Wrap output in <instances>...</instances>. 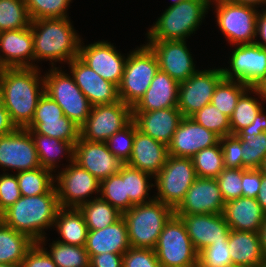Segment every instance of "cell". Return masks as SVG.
Returning a JSON list of instances; mask_svg holds the SVG:
<instances>
[{"label": "cell", "instance_id": "cell-1", "mask_svg": "<svg viewBox=\"0 0 266 267\" xmlns=\"http://www.w3.org/2000/svg\"><path fill=\"white\" fill-rule=\"evenodd\" d=\"M44 93V77L38 67L0 69V100L16 128L31 123Z\"/></svg>", "mask_w": 266, "mask_h": 267}, {"label": "cell", "instance_id": "cell-2", "mask_svg": "<svg viewBox=\"0 0 266 267\" xmlns=\"http://www.w3.org/2000/svg\"><path fill=\"white\" fill-rule=\"evenodd\" d=\"M33 36L34 58L37 61L69 63L79 55L81 37L69 17L37 19L30 22Z\"/></svg>", "mask_w": 266, "mask_h": 267}, {"label": "cell", "instance_id": "cell-3", "mask_svg": "<svg viewBox=\"0 0 266 267\" xmlns=\"http://www.w3.org/2000/svg\"><path fill=\"white\" fill-rule=\"evenodd\" d=\"M60 208L56 188L49 193L36 196H21L13 205L1 213V222L39 242L45 230L54 227Z\"/></svg>", "mask_w": 266, "mask_h": 267}, {"label": "cell", "instance_id": "cell-4", "mask_svg": "<svg viewBox=\"0 0 266 267\" xmlns=\"http://www.w3.org/2000/svg\"><path fill=\"white\" fill-rule=\"evenodd\" d=\"M211 0H182L169 6L145 34L147 41H187L210 10Z\"/></svg>", "mask_w": 266, "mask_h": 267}, {"label": "cell", "instance_id": "cell-5", "mask_svg": "<svg viewBox=\"0 0 266 267\" xmlns=\"http://www.w3.org/2000/svg\"><path fill=\"white\" fill-rule=\"evenodd\" d=\"M173 215V208L156 199L134 205L124 212L122 217L127 226L130 246L154 250L159 235Z\"/></svg>", "mask_w": 266, "mask_h": 267}, {"label": "cell", "instance_id": "cell-6", "mask_svg": "<svg viewBox=\"0 0 266 267\" xmlns=\"http://www.w3.org/2000/svg\"><path fill=\"white\" fill-rule=\"evenodd\" d=\"M158 71L157 57L146 43L130 51L118 86L119 99L133 108L144 96Z\"/></svg>", "mask_w": 266, "mask_h": 267}, {"label": "cell", "instance_id": "cell-7", "mask_svg": "<svg viewBox=\"0 0 266 267\" xmlns=\"http://www.w3.org/2000/svg\"><path fill=\"white\" fill-rule=\"evenodd\" d=\"M44 77L45 93L62 109L64 116L81 127L88 118L92 105L65 71L51 67Z\"/></svg>", "mask_w": 266, "mask_h": 267}, {"label": "cell", "instance_id": "cell-8", "mask_svg": "<svg viewBox=\"0 0 266 267\" xmlns=\"http://www.w3.org/2000/svg\"><path fill=\"white\" fill-rule=\"evenodd\" d=\"M161 267H197L194 249L186 226L175 214L165 224L154 248Z\"/></svg>", "mask_w": 266, "mask_h": 267}, {"label": "cell", "instance_id": "cell-9", "mask_svg": "<svg viewBox=\"0 0 266 267\" xmlns=\"http://www.w3.org/2000/svg\"><path fill=\"white\" fill-rule=\"evenodd\" d=\"M215 4L216 24L230 44H252L256 40V23L259 9L226 0H211Z\"/></svg>", "mask_w": 266, "mask_h": 267}, {"label": "cell", "instance_id": "cell-10", "mask_svg": "<svg viewBox=\"0 0 266 267\" xmlns=\"http://www.w3.org/2000/svg\"><path fill=\"white\" fill-rule=\"evenodd\" d=\"M196 177L191 158L168 155L165 165L153 178L154 187L156 186L158 191L154 199L175 209Z\"/></svg>", "mask_w": 266, "mask_h": 267}, {"label": "cell", "instance_id": "cell-11", "mask_svg": "<svg viewBox=\"0 0 266 267\" xmlns=\"http://www.w3.org/2000/svg\"><path fill=\"white\" fill-rule=\"evenodd\" d=\"M132 120V107L121 100L112 104L93 105L86 122L80 127V137L89 141L106 142Z\"/></svg>", "mask_w": 266, "mask_h": 267}, {"label": "cell", "instance_id": "cell-12", "mask_svg": "<svg viewBox=\"0 0 266 267\" xmlns=\"http://www.w3.org/2000/svg\"><path fill=\"white\" fill-rule=\"evenodd\" d=\"M65 166L54 175L58 202L63 208H79L92 194L100 193L101 182L74 161Z\"/></svg>", "mask_w": 266, "mask_h": 267}, {"label": "cell", "instance_id": "cell-13", "mask_svg": "<svg viewBox=\"0 0 266 267\" xmlns=\"http://www.w3.org/2000/svg\"><path fill=\"white\" fill-rule=\"evenodd\" d=\"M229 58L230 68H221L223 78L258 88L266 81V49L256 43L236 45Z\"/></svg>", "mask_w": 266, "mask_h": 267}, {"label": "cell", "instance_id": "cell-14", "mask_svg": "<svg viewBox=\"0 0 266 267\" xmlns=\"http://www.w3.org/2000/svg\"><path fill=\"white\" fill-rule=\"evenodd\" d=\"M223 79L221 68L198 70L179 83L177 108L183 117H191L211 103L215 87Z\"/></svg>", "mask_w": 266, "mask_h": 267}, {"label": "cell", "instance_id": "cell-15", "mask_svg": "<svg viewBox=\"0 0 266 267\" xmlns=\"http://www.w3.org/2000/svg\"><path fill=\"white\" fill-rule=\"evenodd\" d=\"M40 166L34 140L27 128H16L0 136V168L14 172L33 170Z\"/></svg>", "mask_w": 266, "mask_h": 267}, {"label": "cell", "instance_id": "cell-16", "mask_svg": "<svg viewBox=\"0 0 266 267\" xmlns=\"http://www.w3.org/2000/svg\"><path fill=\"white\" fill-rule=\"evenodd\" d=\"M225 203L216 178L197 176L184 199L174 209V214H220Z\"/></svg>", "mask_w": 266, "mask_h": 267}, {"label": "cell", "instance_id": "cell-17", "mask_svg": "<svg viewBox=\"0 0 266 267\" xmlns=\"http://www.w3.org/2000/svg\"><path fill=\"white\" fill-rule=\"evenodd\" d=\"M81 39L78 57L103 79L120 85L126 59L111 42L97 41L84 45ZM83 43V44H82Z\"/></svg>", "mask_w": 266, "mask_h": 267}, {"label": "cell", "instance_id": "cell-18", "mask_svg": "<svg viewBox=\"0 0 266 267\" xmlns=\"http://www.w3.org/2000/svg\"><path fill=\"white\" fill-rule=\"evenodd\" d=\"M74 162L100 182L117 174L125 164L108 148L106 142L79 140L74 145Z\"/></svg>", "mask_w": 266, "mask_h": 267}, {"label": "cell", "instance_id": "cell-19", "mask_svg": "<svg viewBox=\"0 0 266 267\" xmlns=\"http://www.w3.org/2000/svg\"><path fill=\"white\" fill-rule=\"evenodd\" d=\"M146 44L155 53L159 70L167 73L179 83L199 70L195 69L196 65L186 41H148Z\"/></svg>", "mask_w": 266, "mask_h": 267}, {"label": "cell", "instance_id": "cell-20", "mask_svg": "<svg viewBox=\"0 0 266 267\" xmlns=\"http://www.w3.org/2000/svg\"><path fill=\"white\" fill-rule=\"evenodd\" d=\"M68 65L69 74L92 106L120 101L118 86L103 79L79 57L72 59Z\"/></svg>", "mask_w": 266, "mask_h": 267}, {"label": "cell", "instance_id": "cell-21", "mask_svg": "<svg viewBox=\"0 0 266 267\" xmlns=\"http://www.w3.org/2000/svg\"><path fill=\"white\" fill-rule=\"evenodd\" d=\"M176 216L184 222L197 253L212 245V243L228 242L231 229L223 213Z\"/></svg>", "mask_w": 266, "mask_h": 267}, {"label": "cell", "instance_id": "cell-22", "mask_svg": "<svg viewBox=\"0 0 266 267\" xmlns=\"http://www.w3.org/2000/svg\"><path fill=\"white\" fill-rule=\"evenodd\" d=\"M220 137L198 124L191 117H183L171 142L167 145L168 155L193 157L204 148L216 145Z\"/></svg>", "mask_w": 266, "mask_h": 267}, {"label": "cell", "instance_id": "cell-23", "mask_svg": "<svg viewBox=\"0 0 266 267\" xmlns=\"http://www.w3.org/2000/svg\"><path fill=\"white\" fill-rule=\"evenodd\" d=\"M36 65L30 26L23 29L0 32V69L39 66Z\"/></svg>", "mask_w": 266, "mask_h": 267}, {"label": "cell", "instance_id": "cell-24", "mask_svg": "<svg viewBox=\"0 0 266 267\" xmlns=\"http://www.w3.org/2000/svg\"><path fill=\"white\" fill-rule=\"evenodd\" d=\"M183 115L177 107L150 112H133V121L142 133L168 145Z\"/></svg>", "mask_w": 266, "mask_h": 267}, {"label": "cell", "instance_id": "cell-25", "mask_svg": "<svg viewBox=\"0 0 266 267\" xmlns=\"http://www.w3.org/2000/svg\"><path fill=\"white\" fill-rule=\"evenodd\" d=\"M167 157V145L142 133L135 124L133 151L126 164L155 177L165 165Z\"/></svg>", "mask_w": 266, "mask_h": 267}, {"label": "cell", "instance_id": "cell-26", "mask_svg": "<svg viewBox=\"0 0 266 267\" xmlns=\"http://www.w3.org/2000/svg\"><path fill=\"white\" fill-rule=\"evenodd\" d=\"M223 215L231 230L257 233L266 216L257 199L243 196L227 201Z\"/></svg>", "mask_w": 266, "mask_h": 267}, {"label": "cell", "instance_id": "cell-27", "mask_svg": "<svg viewBox=\"0 0 266 267\" xmlns=\"http://www.w3.org/2000/svg\"><path fill=\"white\" fill-rule=\"evenodd\" d=\"M179 82L159 70L144 96L132 108L133 112H150L177 107Z\"/></svg>", "mask_w": 266, "mask_h": 267}, {"label": "cell", "instance_id": "cell-28", "mask_svg": "<svg viewBox=\"0 0 266 267\" xmlns=\"http://www.w3.org/2000/svg\"><path fill=\"white\" fill-rule=\"evenodd\" d=\"M130 247L123 217L103 229L88 230L85 248L89 258L101 253H125Z\"/></svg>", "mask_w": 266, "mask_h": 267}, {"label": "cell", "instance_id": "cell-29", "mask_svg": "<svg viewBox=\"0 0 266 267\" xmlns=\"http://www.w3.org/2000/svg\"><path fill=\"white\" fill-rule=\"evenodd\" d=\"M228 247L235 267H261L266 261L257 232L231 230Z\"/></svg>", "mask_w": 266, "mask_h": 267}, {"label": "cell", "instance_id": "cell-30", "mask_svg": "<svg viewBox=\"0 0 266 267\" xmlns=\"http://www.w3.org/2000/svg\"><path fill=\"white\" fill-rule=\"evenodd\" d=\"M54 228L61 237L56 241L69 245H86L88 228L85 218L78 208L60 207L56 214Z\"/></svg>", "mask_w": 266, "mask_h": 267}, {"label": "cell", "instance_id": "cell-31", "mask_svg": "<svg viewBox=\"0 0 266 267\" xmlns=\"http://www.w3.org/2000/svg\"><path fill=\"white\" fill-rule=\"evenodd\" d=\"M30 134L34 140L41 167L56 172L57 169L55 168L59 167L57 164H59L58 162H60V158L63 156L67 155V158H69L68 163L74 161V145L72 143L43 134Z\"/></svg>", "mask_w": 266, "mask_h": 267}, {"label": "cell", "instance_id": "cell-32", "mask_svg": "<svg viewBox=\"0 0 266 267\" xmlns=\"http://www.w3.org/2000/svg\"><path fill=\"white\" fill-rule=\"evenodd\" d=\"M34 243L28 235L0 222V264L21 265Z\"/></svg>", "mask_w": 266, "mask_h": 267}, {"label": "cell", "instance_id": "cell-33", "mask_svg": "<svg viewBox=\"0 0 266 267\" xmlns=\"http://www.w3.org/2000/svg\"><path fill=\"white\" fill-rule=\"evenodd\" d=\"M30 133L43 134L73 145L79 140L80 127L66 116L51 119H32L26 127Z\"/></svg>", "mask_w": 266, "mask_h": 267}, {"label": "cell", "instance_id": "cell-34", "mask_svg": "<svg viewBox=\"0 0 266 267\" xmlns=\"http://www.w3.org/2000/svg\"><path fill=\"white\" fill-rule=\"evenodd\" d=\"M94 197L78 209L82 212L88 230H100L114 224L122 217V213L109 202L103 200L100 195Z\"/></svg>", "mask_w": 266, "mask_h": 267}, {"label": "cell", "instance_id": "cell-35", "mask_svg": "<svg viewBox=\"0 0 266 267\" xmlns=\"http://www.w3.org/2000/svg\"><path fill=\"white\" fill-rule=\"evenodd\" d=\"M118 173L125 179L126 195L130 199V209L134 205L151 202L154 199V196L150 198L148 193L154 186L153 183H149L154 178L151 174L127 164H124Z\"/></svg>", "mask_w": 266, "mask_h": 267}, {"label": "cell", "instance_id": "cell-36", "mask_svg": "<svg viewBox=\"0 0 266 267\" xmlns=\"http://www.w3.org/2000/svg\"><path fill=\"white\" fill-rule=\"evenodd\" d=\"M45 236L38 243L51 256L57 267H90V258L85 246L69 245L58 241H52L48 251L45 248ZM44 244V245H43Z\"/></svg>", "mask_w": 266, "mask_h": 267}, {"label": "cell", "instance_id": "cell-37", "mask_svg": "<svg viewBox=\"0 0 266 267\" xmlns=\"http://www.w3.org/2000/svg\"><path fill=\"white\" fill-rule=\"evenodd\" d=\"M54 172L38 167L16 173L21 196H36L49 193L55 186Z\"/></svg>", "mask_w": 266, "mask_h": 267}, {"label": "cell", "instance_id": "cell-38", "mask_svg": "<svg viewBox=\"0 0 266 267\" xmlns=\"http://www.w3.org/2000/svg\"><path fill=\"white\" fill-rule=\"evenodd\" d=\"M252 93L253 88L249 87L238 99L235 110L230 117V130L232 135H236L241 129L251 125L257 113L263 109L262 105L264 103L250 96Z\"/></svg>", "mask_w": 266, "mask_h": 267}, {"label": "cell", "instance_id": "cell-39", "mask_svg": "<svg viewBox=\"0 0 266 267\" xmlns=\"http://www.w3.org/2000/svg\"><path fill=\"white\" fill-rule=\"evenodd\" d=\"M247 89L249 87L242 82L223 78L215 87L211 104L230 118L235 110L238 99Z\"/></svg>", "mask_w": 266, "mask_h": 267}, {"label": "cell", "instance_id": "cell-40", "mask_svg": "<svg viewBox=\"0 0 266 267\" xmlns=\"http://www.w3.org/2000/svg\"><path fill=\"white\" fill-rule=\"evenodd\" d=\"M241 140L242 169H260L266 158V132L236 134Z\"/></svg>", "mask_w": 266, "mask_h": 267}, {"label": "cell", "instance_id": "cell-41", "mask_svg": "<svg viewBox=\"0 0 266 267\" xmlns=\"http://www.w3.org/2000/svg\"><path fill=\"white\" fill-rule=\"evenodd\" d=\"M191 159L198 177L217 178L224 169L220 142L200 150Z\"/></svg>", "mask_w": 266, "mask_h": 267}, {"label": "cell", "instance_id": "cell-42", "mask_svg": "<svg viewBox=\"0 0 266 267\" xmlns=\"http://www.w3.org/2000/svg\"><path fill=\"white\" fill-rule=\"evenodd\" d=\"M25 0H0V32L30 26Z\"/></svg>", "mask_w": 266, "mask_h": 267}, {"label": "cell", "instance_id": "cell-43", "mask_svg": "<svg viewBox=\"0 0 266 267\" xmlns=\"http://www.w3.org/2000/svg\"><path fill=\"white\" fill-rule=\"evenodd\" d=\"M99 195L122 214L130 209V199L126 195L125 179L119 173L101 181Z\"/></svg>", "mask_w": 266, "mask_h": 267}, {"label": "cell", "instance_id": "cell-44", "mask_svg": "<svg viewBox=\"0 0 266 267\" xmlns=\"http://www.w3.org/2000/svg\"><path fill=\"white\" fill-rule=\"evenodd\" d=\"M198 124L213 131L220 138L231 134L230 118L209 103L191 116Z\"/></svg>", "mask_w": 266, "mask_h": 267}, {"label": "cell", "instance_id": "cell-45", "mask_svg": "<svg viewBox=\"0 0 266 267\" xmlns=\"http://www.w3.org/2000/svg\"><path fill=\"white\" fill-rule=\"evenodd\" d=\"M72 0H25L32 20L68 17L67 10Z\"/></svg>", "mask_w": 266, "mask_h": 267}, {"label": "cell", "instance_id": "cell-46", "mask_svg": "<svg viewBox=\"0 0 266 267\" xmlns=\"http://www.w3.org/2000/svg\"><path fill=\"white\" fill-rule=\"evenodd\" d=\"M134 137L135 122L132 120L126 127L111 136L106 144L109 150L126 164L132 155Z\"/></svg>", "mask_w": 266, "mask_h": 267}, {"label": "cell", "instance_id": "cell-47", "mask_svg": "<svg viewBox=\"0 0 266 267\" xmlns=\"http://www.w3.org/2000/svg\"><path fill=\"white\" fill-rule=\"evenodd\" d=\"M228 242L212 243L198 253L197 267H233Z\"/></svg>", "mask_w": 266, "mask_h": 267}, {"label": "cell", "instance_id": "cell-48", "mask_svg": "<svg viewBox=\"0 0 266 267\" xmlns=\"http://www.w3.org/2000/svg\"><path fill=\"white\" fill-rule=\"evenodd\" d=\"M242 168H224L216 178L225 202L242 196Z\"/></svg>", "mask_w": 266, "mask_h": 267}, {"label": "cell", "instance_id": "cell-49", "mask_svg": "<svg viewBox=\"0 0 266 267\" xmlns=\"http://www.w3.org/2000/svg\"><path fill=\"white\" fill-rule=\"evenodd\" d=\"M219 142L222 147L224 168H242V147L241 140L237 135H226L221 137Z\"/></svg>", "mask_w": 266, "mask_h": 267}, {"label": "cell", "instance_id": "cell-50", "mask_svg": "<svg viewBox=\"0 0 266 267\" xmlns=\"http://www.w3.org/2000/svg\"><path fill=\"white\" fill-rule=\"evenodd\" d=\"M20 197L16 173L3 172L0 175V213L13 205Z\"/></svg>", "mask_w": 266, "mask_h": 267}, {"label": "cell", "instance_id": "cell-51", "mask_svg": "<svg viewBox=\"0 0 266 267\" xmlns=\"http://www.w3.org/2000/svg\"><path fill=\"white\" fill-rule=\"evenodd\" d=\"M123 267H161L153 249L130 247L123 254Z\"/></svg>", "mask_w": 266, "mask_h": 267}, {"label": "cell", "instance_id": "cell-52", "mask_svg": "<svg viewBox=\"0 0 266 267\" xmlns=\"http://www.w3.org/2000/svg\"><path fill=\"white\" fill-rule=\"evenodd\" d=\"M21 267H57L47 251L38 243L27 251Z\"/></svg>", "mask_w": 266, "mask_h": 267}, {"label": "cell", "instance_id": "cell-53", "mask_svg": "<svg viewBox=\"0 0 266 267\" xmlns=\"http://www.w3.org/2000/svg\"><path fill=\"white\" fill-rule=\"evenodd\" d=\"M262 184V172L260 169H242V196L257 198Z\"/></svg>", "mask_w": 266, "mask_h": 267}, {"label": "cell", "instance_id": "cell-54", "mask_svg": "<svg viewBox=\"0 0 266 267\" xmlns=\"http://www.w3.org/2000/svg\"><path fill=\"white\" fill-rule=\"evenodd\" d=\"M64 113L61 107L46 93L39 99L33 119L62 118Z\"/></svg>", "mask_w": 266, "mask_h": 267}, {"label": "cell", "instance_id": "cell-55", "mask_svg": "<svg viewBox=\"0 0 266 267\" xmlns=\"http://www.w3.org/2000/svg\"><path fill=\"white\" fill-rule=\"evenodd\" d=\"M124 253H101L90 258V267H123Z\"/></svg>", "mask_w": 266, "mask_h": 267}, {"label": "cell", "instance_id": "cell-56", "mask_svg": "<svg viewBox=\"0 0 266 267\" xmlns=\"http://www.w3.org/2000/svg\"><path fill=\"white\" fill-rule=\"evenodd\" d=\"M266 112L264 108L257 113L254 121L248 127L241 129L237 134H259L261 132H266Z\"/></svg>", "mask_w": 266, "mask_h": 267}, {"label": "cell", "instance_id": "cell-57", "mask_svg": "<svg viewBox=\"0 0 266 267\" xmlns=\"http://www.w3.org/2000/svg\"><path fill=\"white\" fill-rule=\"evenodd\" d=\"M257 37L262 41L256 39L255 43L266 49V8H262V11H259L257 16L256 38Z\"/></svg>", "mask_w": 266, "mask_h": 267}, {"label": "cell", "instance_id": "cell-58", "mask_svg": "<svg viewBox=\"0 0 266 267\" xmlns=\"http://www.w3.org/2000/svg\"><path fill=\"white\" fill-rule=\"evenodd\" d=\"M16 126L12 123L9 112L0 100V136L13 132Z\"/></svg>", "mask_w": 266, "mask_h": 267}, {"label": "cell", "instance_id": "cell-59", "mask_svg": "<svg viewBox=\"0 0 266 267\" xmlns=\"http://www.w3.org/2000/svg\"><path fill=\"white\" fill-rule=\"evenodd\" d=\"M256 199L266 214V175L264 174H262V184Z\"/></svg>", "mask_w": 266, "mask_h": 267}, {"label": "cell", "instance_id": "cell-60", "mask_svg": "<svg viewBox=\"0 0 266 267\" xmlns=\"http://www.w3.org/2000/svg\"><path fill=\"white\" fill-rule=\"evenodd\" d=\"M235 4L250 5L258 8L259 6H266V0H226Z\"/></svg>", "mask_w": 266, "mask_h": 267}, {"label": "cell", "instance_id": "cell-61", "mask_svg": "<svg viewBox=\"0 0 266 267\" xmlns=\"http://www.w3.org/2000/svg\"><path fill=\"white\" fill-rule=\"evenodd\" d=\"M259 236H260V242H261V250L266 260V216L262 224L261 230L259 231Z\"/></svg>", "mask_w": 266, "mask_h": 267}, {"label": "cell", "instance_id": "cell-62", "mask_svg": "<svg viewBox=\"0 0 266 267\" xmlns=\"http://www.w3.org/2000/svg\"><path fill=\"white\" fill-rule=\"evenodd\" d=\"M253 94L257 95L261 101L266 102V81L258 88H253Z\"/></svg>", "mask_w": 266, "mask_h": 267}, {"label": "cell", "instance_id": "cell-63", "mask_svg": "<svg viewBox=\"0 0 266 267\" xmlns=\"http://www.w3.org/2000/svg\"><path fill=\"white\" fill-rule=\"evenodd\" d=\"M262 174L266 175V158L263 160L262 166L260 167Z\"/></svg>", "mask_w": 266, "mask_h": 267}, {"label": "cell", "instance_id": "cell-64", "mask_svg": "<svg viewBox=\"0 0 266 267\" xmlns=\"http://www.w3.org/2000/svg\"><path fill=\"white\" fill-rule=\"evenodd\" d=\"M0 267H21V265H14V264H0Z\"/></svg>", "mask_w": 266, "mask_h": 267}, {"label": "cell", "instance_id": "cell-65", "mask_svg": "<svg viewBox=\"0 0 266 267\" xmlns=\"http://www.w3.org/2000/svg\"><path fill=\"white\" fill-rule=\"evenodd\" d=\"M182 0H174L172 2V4H170V6H173V5H177L179 2H181Z\"/></svg>", "mask_w": 266, "mask_h": 267}, {"label": "cell", "instance_id": "cell-66", "mask_svg": "<svg viewBox=\"0 0 266 267\" xmlns=\"http://www.w3.org/2000/svg\"><path fill=\"white\" fill-rule=\"evenodd\" d=\"M261 267H266V261H265V263Z\"/></svg>", "mask_w": 266, "mask_h": 267}]
</instances>
